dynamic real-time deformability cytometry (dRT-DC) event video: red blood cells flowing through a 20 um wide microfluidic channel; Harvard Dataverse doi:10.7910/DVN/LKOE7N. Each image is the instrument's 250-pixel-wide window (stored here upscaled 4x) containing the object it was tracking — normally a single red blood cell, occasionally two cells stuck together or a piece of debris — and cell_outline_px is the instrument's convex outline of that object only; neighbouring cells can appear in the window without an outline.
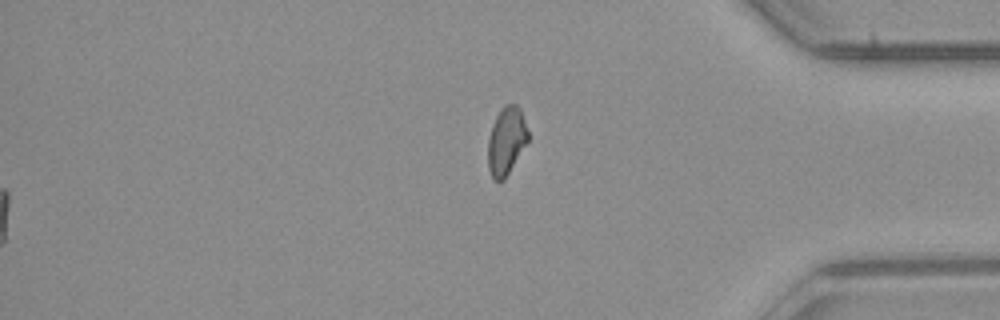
{"species": "common noctule bat (a hibernating species)", "species_latin": "Nyctalus noctula", "temperature_condition": "room temperature", "stored_images_in_passage": 48, "segment_of_instrument_passage": [2, 2], "camera_frame_rate_fps": 3000, "um_per_image_px": 0.085, "animal": {"sex": "male", "body_mass_g": 23.1, "forearm_length_mm": 52.7}, "frame": {"image": 1, "passage_image": 48, "time_ms": 15.667, "image_size_px": [1000, 320], "cell_outline_px": [[528, 140], [504, 180], [492, 180], [488, 168], [488, 140], [492, 124], [500, 108], [504, 104], [516, 104], [520, 108], [528, 132]], "centroid_in_image_um": [43.01, 11.96], "position_along_channel_um": 392.2, "area_um2": 15.78}}